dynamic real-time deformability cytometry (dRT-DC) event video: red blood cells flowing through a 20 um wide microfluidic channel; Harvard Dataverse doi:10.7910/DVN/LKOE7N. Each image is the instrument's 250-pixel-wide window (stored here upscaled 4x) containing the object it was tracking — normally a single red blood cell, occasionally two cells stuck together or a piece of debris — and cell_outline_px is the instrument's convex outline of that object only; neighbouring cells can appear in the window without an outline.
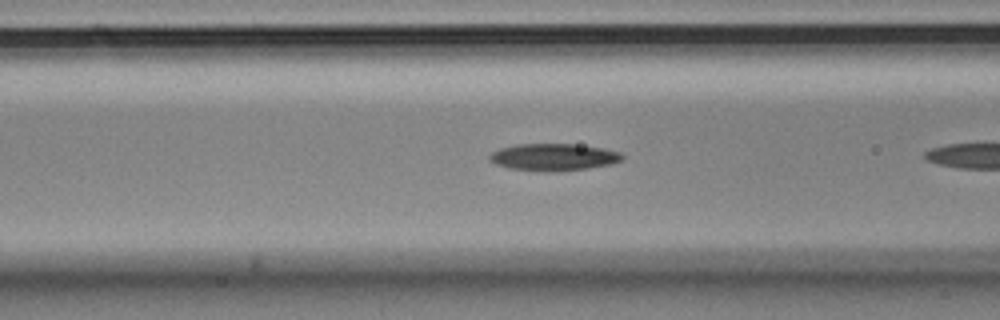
{"species": "Egyptian fruit bat (a non-hibernating species)", "species_latin": "Rousettus aegyptiacus", "temperature_condition": "cold", "stored_images_in_passage": 8, "camera_frame_rate_fps": 3000, "um_per_image_px": 0.085, "animal": {"sex": "male"}, "frame": {"image": 1, "passage_image": 7, "time_ms": 2.0, "image_size_px": [1000, 320], "cell_outline_px": [[624, 160], [612, 164], [588, 168], [508, 168], [496, 164], [488, 160], [488, 156], [492, 152], [500, 148], [516, 144], [572, 144], [600, 148], [620, 152], [624, 156]], "centroid_in_image_um": [47.06, 13.3], "position_along_channel_um": 119.5, "area_um2": 19.77}}